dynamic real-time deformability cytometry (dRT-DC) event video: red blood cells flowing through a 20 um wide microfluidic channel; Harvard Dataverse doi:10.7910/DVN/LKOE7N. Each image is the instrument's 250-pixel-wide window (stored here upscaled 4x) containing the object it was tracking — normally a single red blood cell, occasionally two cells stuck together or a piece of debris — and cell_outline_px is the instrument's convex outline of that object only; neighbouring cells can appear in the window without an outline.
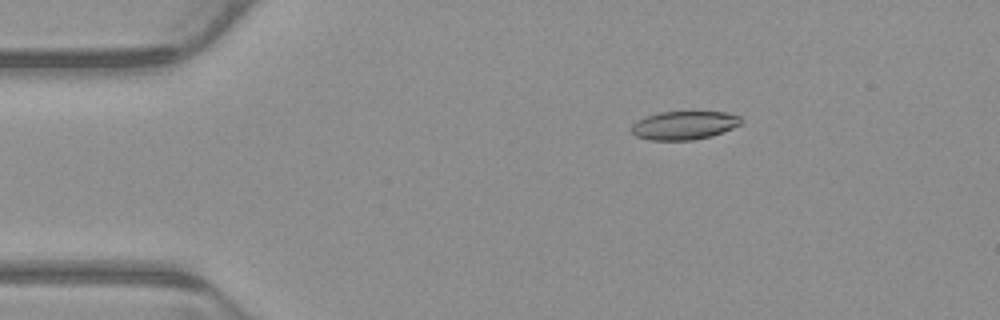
{"species": "common noctule bat (a hibernating species)", "species_latin": "Nyctalus noctula", "temperature_condition": "warm", "stored_images_in_passage": 5, "camera_frame_rate_fps": 3000, "um_per_image_px": 0.085, "animal": {"sex": "male", "body_mass_g": 23.1, "forearm_length_mm": 52.7}, "frame": {"image": 1, "passage_image": 3, "time_ms": 0.667, "image_size_px": [1000, 320], "cell_outline_px": [[744, 120], [740, 124], [732, 128], [712, 136], [692, 140], [652, 140], [636, 136], [628, 128], [636, 120], [644, 116], [660, 112], [728, 112], [740, 116]], "centroid_in_image_um": [58.13, 10.64], "position_along_channel_um": 26.9, "area_um2": 18.38}}
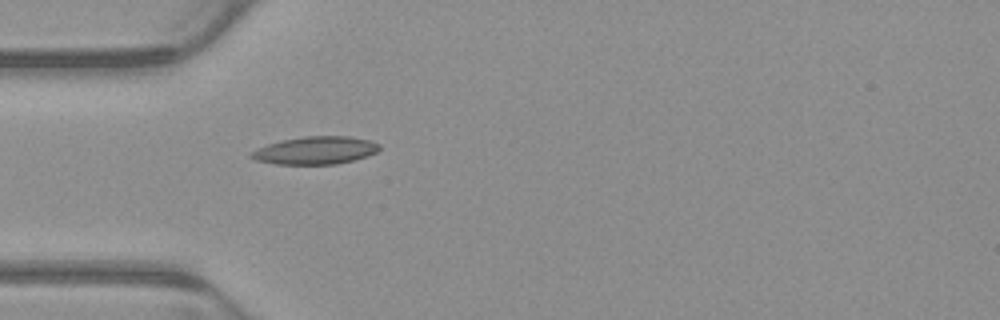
{"frame": {"image": 2, "passage_image": 5, "time_ms": 1.333, "image_size_px": [1000, 320], "cell_outline_px": [[380, 148], [376, 152], [368, 156], [336, 164], [276, 164], [256, 160], [248, 156], [248, 152], [256, 148], [280, 140], [304, 136], [348, 136], [372, 140], [380, 144]], "centroid_in_image_um": [26.79, 12.77], "position_along_channel_um": 58.2, "area_um2": 20.92}}